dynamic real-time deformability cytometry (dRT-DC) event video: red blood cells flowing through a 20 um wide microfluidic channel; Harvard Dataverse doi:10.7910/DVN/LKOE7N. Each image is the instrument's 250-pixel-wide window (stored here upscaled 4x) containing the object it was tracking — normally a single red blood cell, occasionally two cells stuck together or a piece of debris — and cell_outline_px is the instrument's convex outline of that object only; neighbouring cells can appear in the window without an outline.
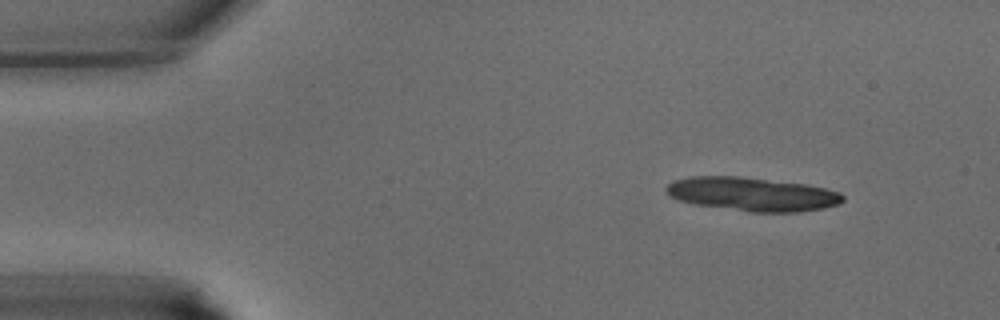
{"species": "common noctule bat (a hibernating species)", "species_latin": "Nyctalus noctula", "temperature_condition": "warm", "stored_images_in_passage": 21, "segment_of_instrument_passage": [1, 2], "camera_frame_rate_fps": 3000, "um_per_image_px": 0.085, "animal": {"sex": "male", "body_mass_g": 15.6}, "frame": {"image": 1, "passage_image": 4, "time_ms": 1.0, "image_size_px": [1000, 320], "cell_outline_px": [[844, 200], [840, 204], [824, 208], [800, 212], [752, 212], [696, 204], [676, 200], [668, 196], [664, 192], [664, 188], [672, 180], [692, 176], [740, 176], [804, 184], [824, 188], [840, 192], [844, 196]], "centroid_in_image_um": [63.9, 16.5], "position_along_channel_um": 21.1, "area_um2": 34.91}}